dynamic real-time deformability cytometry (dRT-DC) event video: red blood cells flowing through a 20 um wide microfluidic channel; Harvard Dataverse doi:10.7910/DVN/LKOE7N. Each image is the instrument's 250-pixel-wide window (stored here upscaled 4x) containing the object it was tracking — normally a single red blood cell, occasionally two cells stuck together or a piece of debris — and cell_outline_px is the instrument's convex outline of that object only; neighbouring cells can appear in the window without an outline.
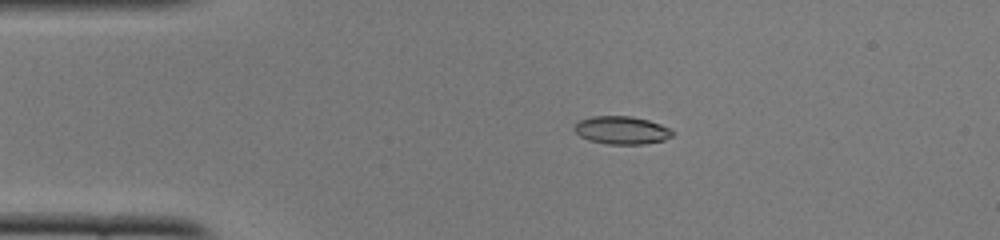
{"species": "common noctule bat (a hibernating species)", "species_latin": "Nyctalus noctula", "temperature_condition": "cold", "stored_images_in_passage": 47, "camera_frame_rate_fps": 3000, "um_per_image_px": 0.085, "animal": {"sex": "female", "body_mass_g": 22.0, "forearm_length_mm": 56.7}, "frame": {"image": 1, "passage_image": 6, "time_ms": 1.667, "image_size_px": [1000, 240], "cell_outline_px": [[676, 132], [672, 136], [664, 140], [644, 144], [608, 144], [588, 140], [580, 136], [572, 128], [580, 120], [592, 116], [632, 116], [648, 120], [660, 124]], "centroid_in_image_um": [52.85, 11.07], "position_along_channel_um": 32.2, "area_um2": 16.01}}
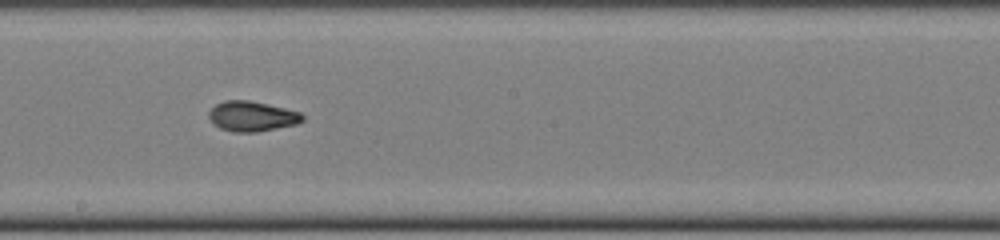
{"frame": {"image": 2, "passage_image": 24, "time_ms": 7.667, "image_size_px": [1000, 240], "cell_outline_px": [[304, 120], [296, 124], [256, 132], [232, 132], [220, 128], [212, 124], [208, 116], [208, 112], [216, 104], [224, 100], [248, 100], [268, 104], [300, 112], [304, 116]], "centroid_in_image_um": [21.38, 9.88], "position_along_channel_um": 226.8, "area_um2": 16.47}}
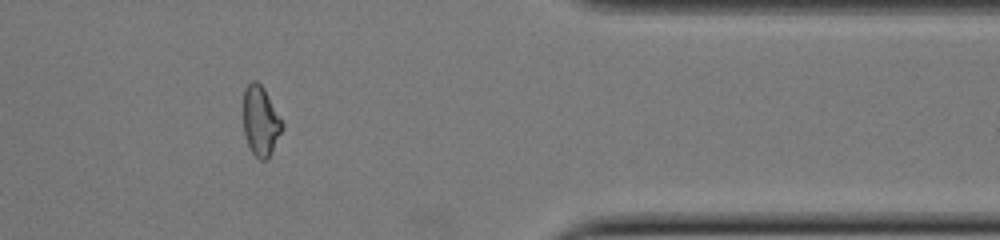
{"frame": {"image": 3, "passage_image": 38, "time_ms": 12.333, "image_size_px": [1000, 240], "cell_outline_px": [[284, 128], [268, 160], [260, 160], [252, 152], [244, 136], [244, 88], [252, 80], [256, 80], [264, 88], [284, 124]], "centroid_in_image_um": [22.17, 10.3], "position_along_channel_um": 389.2, "area_um2": 15.9}, "authors_computed_cell_mechanics": {"area_um2": 16.0106, "velocity_mm_per_s": 3.9333, "shape_relaxation_time_tau1_ms": 5.7454, "shape_relaxation_time_tau2_ms": 2.0723, "deformation_change_tau1": 0.1883, "deformation_change_tau2": 0.0658}}